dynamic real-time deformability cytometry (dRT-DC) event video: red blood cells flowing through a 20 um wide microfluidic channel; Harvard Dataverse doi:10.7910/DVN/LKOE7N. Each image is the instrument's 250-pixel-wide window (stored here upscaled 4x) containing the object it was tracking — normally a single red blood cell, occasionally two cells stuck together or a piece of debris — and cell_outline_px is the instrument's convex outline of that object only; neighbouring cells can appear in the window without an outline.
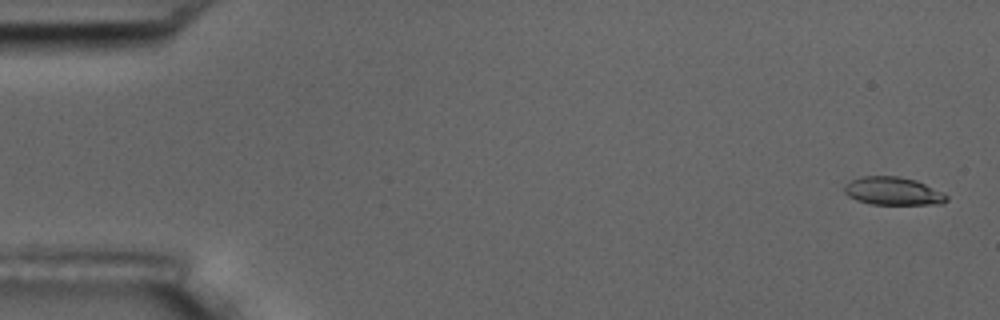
{"species": "common noctule bat (a hibernating species)", "species_latin": "Nyctalus noctula", "temperature_condition": "room temperature", "stored_images_in_passage": 6, "camera_frame_rate_fps": 3000, "um_per_image_px": 0.085, "animal": {"sex": "male", "body_mass_g": 17.5, "forearm_length_mm": 52.3}, "frame": {"image": 1, "passage_image": 1, "time_ms": 0.0, "image_size_px": [1000, 320], "cell_outline_px": [[948, 200], [940, 204], [868, 204], [856, 200], [848, 196], [844, 192], [844, 188], [852, 180], [864, 176], [896, 176], [916, 180], [944, 192], [948, 196]], "centroid_in_image_um": [75.93, 16.25], "position_along_channel_um": 9.1, "area_um2": 16.65}}
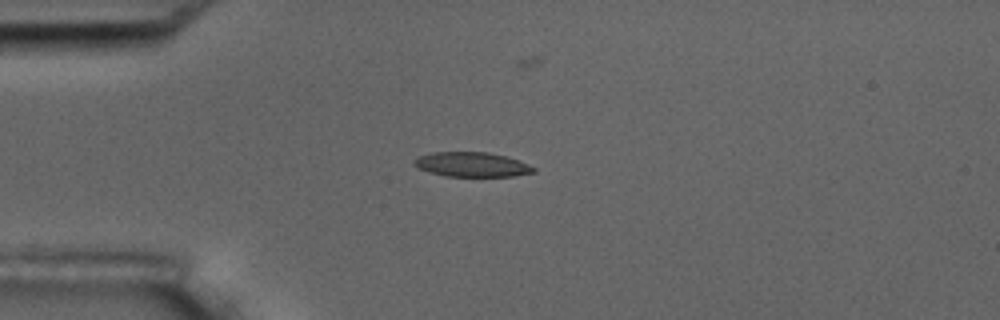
{"frame": {"image": 2, "passage_image": 4, "time_ms": 4.333, "image_size_px": [1000, 320], "cell_outline_px": [[536, 172], [512, 176], [444, 176], [420, 168], [412, 164], [412, 160], [420, 156], [432, 152], [488, 152], [504, 156], [528, 164], [536, 168]], "centroid_in_image_um": [40.1, 13.98], "position_along_channel_um": 44.9, "area_um2": 16.94}}